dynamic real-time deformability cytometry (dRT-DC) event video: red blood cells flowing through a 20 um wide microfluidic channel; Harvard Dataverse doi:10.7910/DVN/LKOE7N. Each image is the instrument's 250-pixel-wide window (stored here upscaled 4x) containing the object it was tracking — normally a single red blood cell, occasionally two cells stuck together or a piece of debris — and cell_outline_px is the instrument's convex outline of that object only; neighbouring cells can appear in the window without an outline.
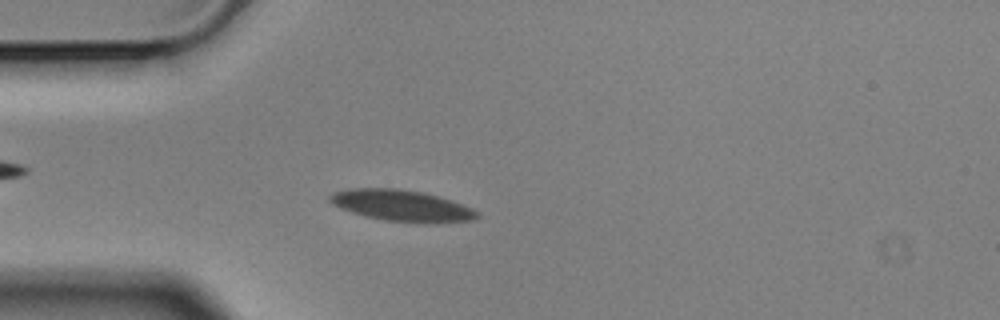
{"species": "Egyptian fruit bat (a non-hibernating species)", "species_latin": "Rousettus aegyptiacus", "temperature_condition": "cold", "stored_images_in_passage": 55, "camera_frame_rate_fps": 3000, "um_per_image_px": 0.085, "animal": {"sex": "male"}, "frame": {"image": 1, "passage_image": 14, "time_ms": 4.333, "image_size_px": [1000, 320], "cell_outline_px": [[480, 216], [472, 220], [384, 220], [364, 216], [340, 208], [332, 204], [328, 200], [328, 196], [336, 192], [352, 188], [396, 188], [420, 192], [436, 196], [472, 208], [480, 212]], "centroid_in_image_um": [34.03, 17.43], "position_along_channel_um": 51.0, "area_um2": 25.49}}
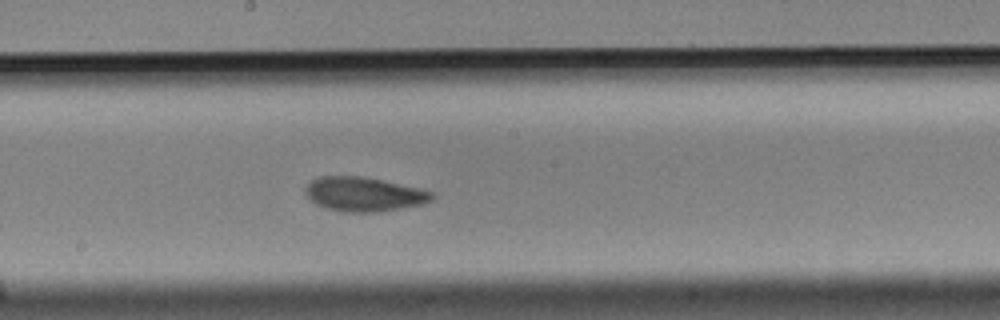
{"frame": {"image": 2, "passage_image": 29, "time_ms": 9.333, "image_size_px": [1000, 320], "cell_outline_px": [[436, 196], [432, 200], [424, 204], [376, 212], [344, 212], [324, 208], [316, 204], [304, 192], [308, 184], [312, 180], [320, 176], [360, 176], [380, 180], [416, 188], [432, 192]], "centroid_in_image_um": [30.91, 16.52], "position_along_channel_um": 217.3, "area_um2": 24.97}}
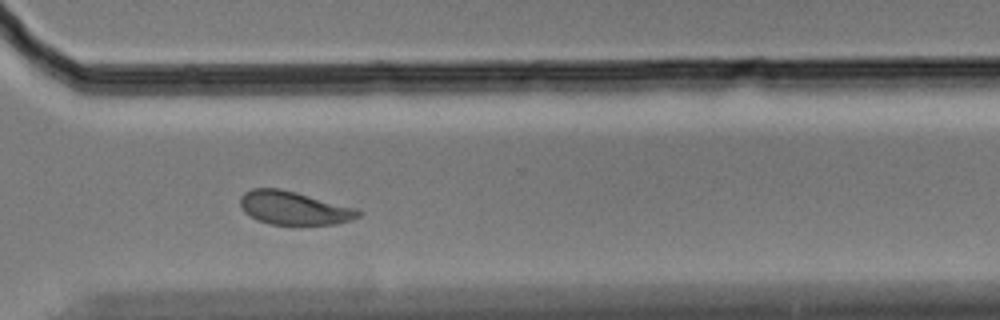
{"frame": {"image": 3, "passage_image": 40, "time_ms": 13.0, "image_size_px": [1000, 320], "cell_outline_px": [[360, 216], [352, 220], [336, 224], [300, 228], [272, 224], [256, 220], [244, 212], [240, 204], [240, 196], [244, 192], [252, 188], [280, 188], [296, 192], [356, 208], [360, 212]], "centroid_in_image_um": [24.98, 17.73], "position_along_channel_um": 345.6, "area_um2": 23.81}, "authors_computed_cell_mechanics": {"area_um2": 24.4494, "velocity_mm_per_s": 3.5102, "shape_relaxation_time_tau1_ms": 4.577, "shape_relaxation_time_tau2_ms": 0.7724, "deformation_change_tau1": 0.1182, "deformation_change_tau2": 0.0478}}